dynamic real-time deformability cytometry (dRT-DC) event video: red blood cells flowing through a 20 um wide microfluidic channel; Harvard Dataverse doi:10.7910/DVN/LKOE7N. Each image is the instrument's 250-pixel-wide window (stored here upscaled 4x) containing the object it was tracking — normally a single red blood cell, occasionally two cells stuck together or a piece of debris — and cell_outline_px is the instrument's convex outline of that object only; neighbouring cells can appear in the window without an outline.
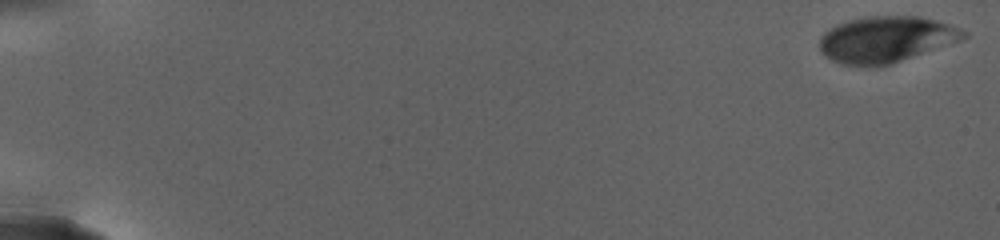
{"species": "human", "species_latin": "Homo sapiens", "temperature_condition": "warm", "stored_images_in_passage": 115, "camera_frame_rate_fps": 3000, "um_per_image_px": 0.085, "donor": {"sex": "female"}, "frame": {"image": 1, "passage_image": 1, "time_ms": 0.0, "image_size_px": [1000, 240], "cell_outline_px": [[968, 36], [960, 40], [876, 68], [840, 64], [832, 60], [820, 48], [820, 36], [824, 32], [840, 24], [852, 20], [868, 16], [920, 16], [948, 24], [960, 28], [968, 32]], "centroid_in_image_um": [75.31, 3.35], "position_along_channel_um": 9.7, "area_um2": 38.15}}
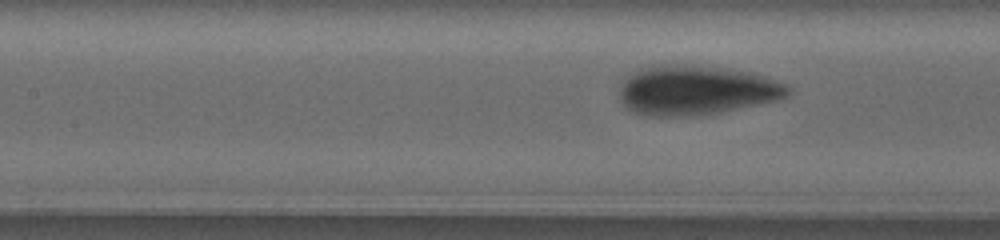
{"frame": {"image": 2, "passage_image": 72, "time_ms": 13.0, "image_size_px": [1000, 240], "cell_outline_px": [[792, 92], [788, 96], [780, 100], [720, 112], [692, 116], [648, 116], [632, 112], [620, 100], [620, 84], [632, 72], [640, 68], [660, 64], [684, 64], [724, 68], [752, 72], [768, 76], [788, 84], [792, 88]], "centroid_in_image_um": [59.23, 7.66], "position_along_channel_um": 148.2, "area_um2": 49.36}}
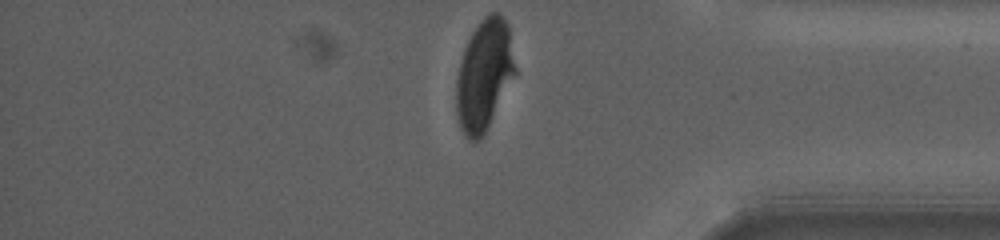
{"frame": {"image": 3, "passage_image": 115, "time_ms": 23.333, "image_size_px": [1000, 240], "cell_outline_px": [[516, 72], [484, 136], [480, 140], [468, 140], [464, 136], [460, 128], [456, 112], [456, 80], [460, 60], [464, 48], [472, 32], [480, 20], [488, 12], [500, 12], [504, 16], [508, 28], [516, 68]], "centroid_in_image_um": [41.13, 6.39], "position_along_channel_um": 394.1, "area_um2": 38.26}, "authors_computed_cell_mechanics": {"area_um2": 41.327, "velocity_mm_per_s": 2.5351, "shape_relaxation_time_tau1_ms": 4.5642, "shape_relaxation_time_tau2_ms": null, "deformation_change_tau1": 0.1679, "deformation_change_tau2": null}}